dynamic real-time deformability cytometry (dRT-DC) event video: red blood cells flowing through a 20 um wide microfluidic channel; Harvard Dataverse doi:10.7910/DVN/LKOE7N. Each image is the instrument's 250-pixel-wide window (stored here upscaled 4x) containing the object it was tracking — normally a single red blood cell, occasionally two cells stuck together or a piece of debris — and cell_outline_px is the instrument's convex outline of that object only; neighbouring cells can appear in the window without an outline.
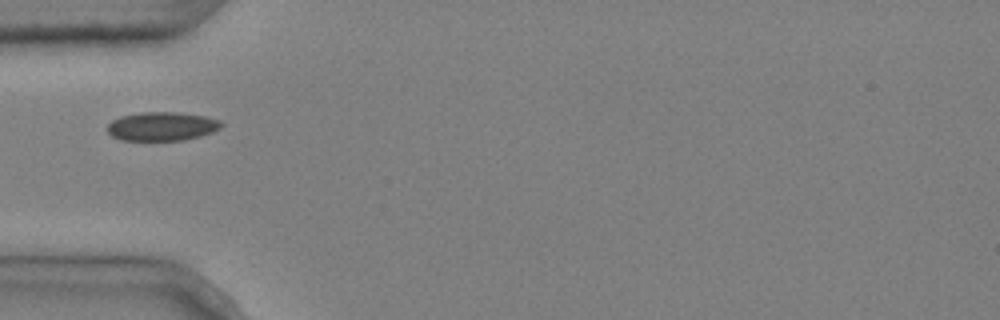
{"species": "common noctule bat (a hibernating species)", "species_latin": "Nyctalus noctula", "temperature_condition": "cold", "stored_images_in_passage": 3, "camera_frame_rate_fps": 3000, "um_per_image_px": 0.085, "animal": {"sex": "male", "body_mass_g": 20.4}, "frame": {"image": 1, "passage_image": 1, "time_ms": 0.0, "image_size_px": [1000, 320], "cell_outline_px": [[224, 124], [220, 128], [212, 132], [200, 136], [184, 140], [120, 140], [112, 136], [108, 132], [108, 124], [112, 120], [120, 116], [140, 112], [176, 112], [204, 116], [220, 120]], "centroid_in_image_um": [13.76, 10.73], "position_along_channel_um": 71.2, "area_um2": 19.13}}